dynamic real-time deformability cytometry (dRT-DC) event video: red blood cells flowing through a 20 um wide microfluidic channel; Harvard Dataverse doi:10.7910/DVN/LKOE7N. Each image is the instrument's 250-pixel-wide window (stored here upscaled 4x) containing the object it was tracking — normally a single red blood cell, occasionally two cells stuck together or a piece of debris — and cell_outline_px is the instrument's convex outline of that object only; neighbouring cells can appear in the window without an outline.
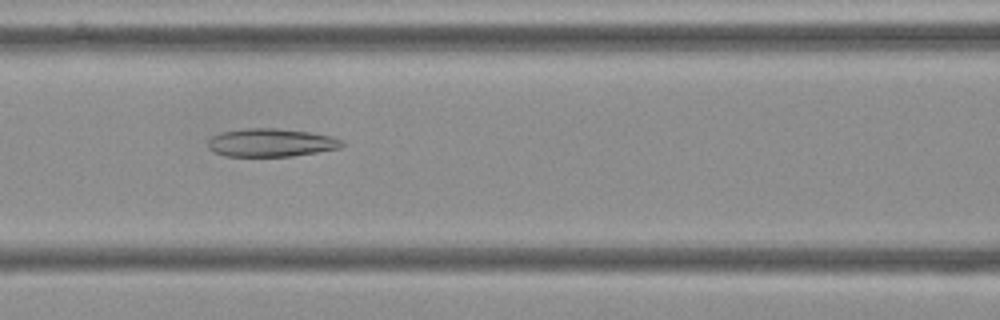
{"species": "Egyptian fruit bat (a non-hibernating species)", "species_latin": "Rousettus aegyptiacus", "temperature_condition": "cold", "stored_images_in_passage": 41, "camera_frame_rate_fps": 3000, "um_per_image_px": 0.085, "frame": {"image": 1, "passage_image": 9, "time_ms": 2.667, "image_size_px": [1000, 320], "cell_outline_px": [[344, 144], [340, 148], [292, 156], [224, 156], [212, 152], [208, 148], [208, 140], [212, 136], [220, 132], [244, 128], [276, 128], [308, 132], [332, 136], [344, 140]], "centroid_in_image_um": [23.01, 12.12], "position_along_channel_um": 143.6, "area_um2": 22.14}}
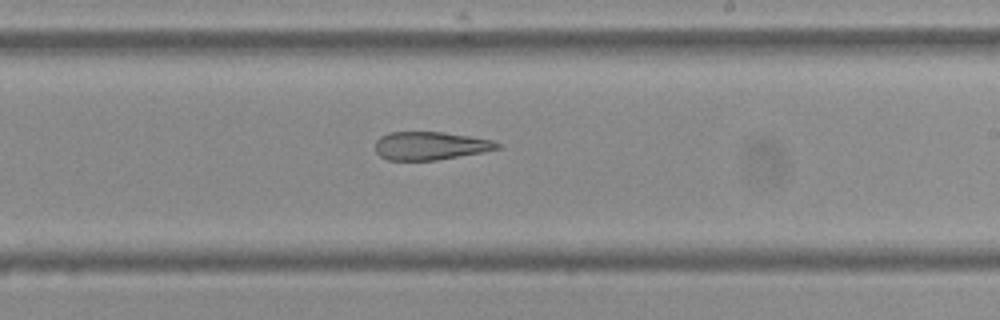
{"frame": {"image": 2, "passage_image": 18, "time_ms": 5.667, "image_size_px": [1000, 320], "cell_outline_px": [[500, 148], [484, 152], [436, 160], [388, 160], [380, 156], [376, 152], [376, 140], [380, 136], [388, 132], [444, 132], [492, 140], [500, 144]], "centroid_in_image_um": [36.56, 12.39], "position_along_channel_um": 252.4, "area_um2": 20.0}}
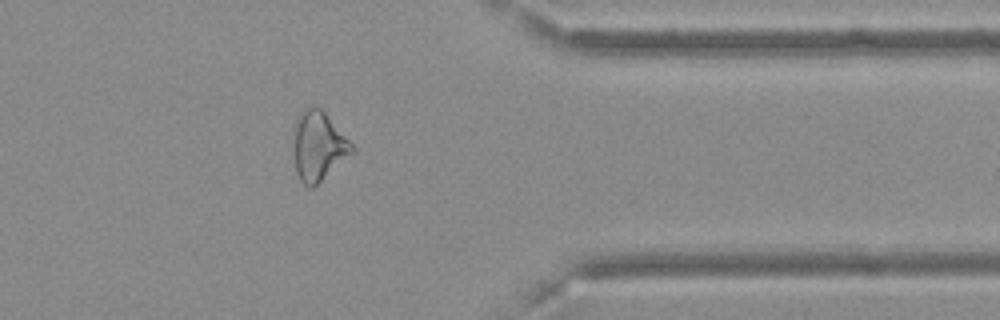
{"frame": {"image": 3, "passage_image": 30, "time_ms": 9.667, "image_size_px": [1000, 320], "cell_outline_px": [[356, 152], [312, 188], [308, 188], [300, 180], [296, 172], [292, 132], [292, 128], [300, 112], [308, 108], [320, 108], [324, 112], [356, 148]], "centroid_in_image_um": [27.06, 12.45], "position_along_channel_um": 384.3, "area_um2": 23.7}, "authors_computed_cell_mechanics": {"area_um2": 22.5998, "velocity_mm_per_s": 3.6398, "shape_relaxation_time_tau1_ms": null, "shape_relaxation_time_tau2_ms": 5.4783, "deformation_change_tau1": null, "deformation_change_tau2": 0.1743}}